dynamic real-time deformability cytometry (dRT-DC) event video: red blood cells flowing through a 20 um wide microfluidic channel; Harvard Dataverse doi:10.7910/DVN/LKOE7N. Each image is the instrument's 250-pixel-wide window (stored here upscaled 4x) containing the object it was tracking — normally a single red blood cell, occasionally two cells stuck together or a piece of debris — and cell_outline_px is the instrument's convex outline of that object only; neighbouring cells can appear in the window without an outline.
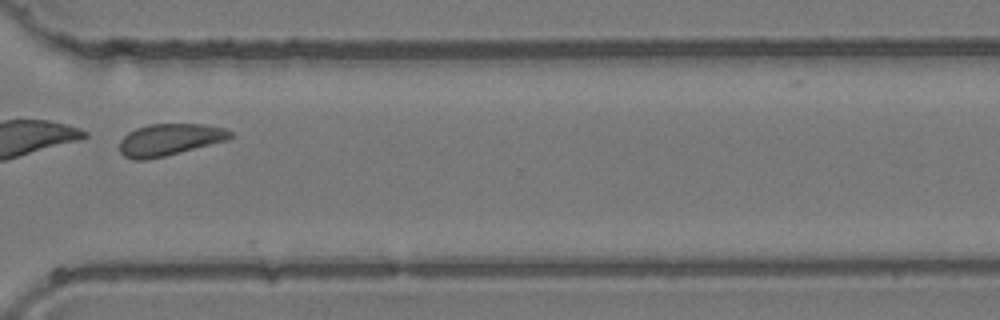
{"species": "common noctule bat (a hibernating species)", "species_latin": "Nyctalus noctula", "temperature_condition": "room temperature", "stored_images_in_passage": 40, "camera_frame_rate_fps": 3000, "um_per_image_px": 0.085, "animal": {"sex": "female", "body_mass_g": 24.6, "forearm_length_mm": 56.2}, "frame": {"image": 1, "passage_image": 29, "time_ms": 9.333, "image_size_px": [1000, 320], "cell_outline_px": [[236, 136], [228, 140], [148, 160], [132, 160], [124, 156], [120, 152], [120, 140], [128, 132], [136, 128], [148, 124], [204, 124], [224, 128], [232, 132]], "centroid_in_image_um": [14.42, 11.87], "position_along_channel_um": 356.2, "area_um2": 20.69}}